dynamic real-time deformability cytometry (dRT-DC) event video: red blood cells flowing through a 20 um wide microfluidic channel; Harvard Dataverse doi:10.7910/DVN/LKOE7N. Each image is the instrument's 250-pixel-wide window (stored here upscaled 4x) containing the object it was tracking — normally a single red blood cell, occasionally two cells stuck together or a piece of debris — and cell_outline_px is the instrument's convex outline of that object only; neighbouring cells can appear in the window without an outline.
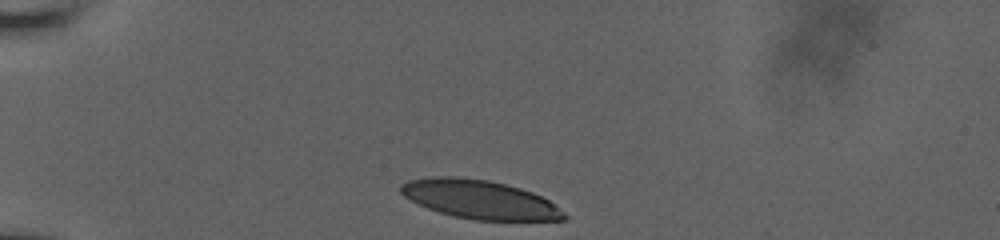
{"species": "human", "species_latin": "Homo sapiens", "temperature_condition": "room temperature", "stored_images_in_passage": 32, "camera_frame_rate_fps": 3000, "um_per_image_px": 0.085, "donor": {"sex": "male"}, "frame": {"image": 1, "passage_image": 1, "time_ms": 0.0, "image_size_px": [1000, 240], "cell_outline_px": [[568, 220], [472, 220], [440, 212], [428, 208], [404, 196], [400, 192], [400, 184], [408, 180], [432, 176], [456, 176], [488, 180], [520, 188], [532, 192], [548, 200], [564, 212], [568, 216]], "centroid_in_image_um": [40.77, 16.94], "position_along_channel_um": 44.2, "area_um2": 36.65}}
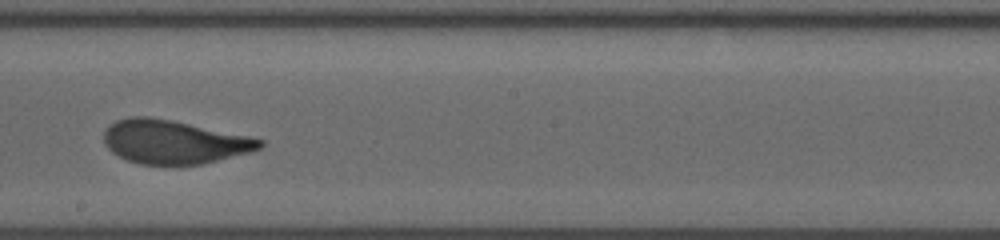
{"frame": {"image": 2, "passage_image": 19, "time_ms": 6.0, "image_size_px": [1000, 240], "cell_outline_px": [[264, 144], [260, 148], [248, 152], [200, 164], [140, 164], [128, 160], [112, 152], [104, 144], [104, 132], [116, 120], [128, 116], [148, 116], [248, 136], [264, 140]], "centroid_in_image_um": [14.73, 12.06], "position_along_channel_um": 233.5, "area_um2": 38.84}}
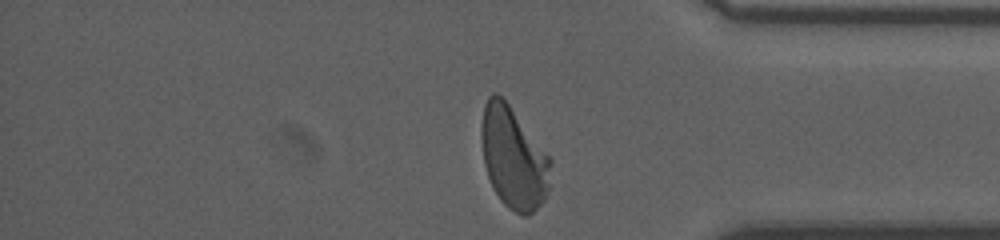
{"frame": {"image": 3, "passage_image": 32, "time_ms": 10.333, "image_size_px": [1000, 240], "cell_outline_px": [[552, 164], [548, 188], [544, 200], [528, 216], [524, 216], [508, 208], [500, 200], [488, 176], [484, 164], [480, 136], [480, 128], [484, 104], [488, 96], [492, 92], [496, 92], [508, 104], [552, 160]], "centroid_in_image_um": [43.62, 13.41], "position_along_channel_um": 391.6, "area_um2": 40.75}, "authors_computed_cell_mechanics": {"area_um2": 39.7664, "velocity_mm_per_s": 3.9149, "shape_relaxation_time_tau1_ms": 3.5363, "shape_relaxation_time_tau2_ms": 0.7567, "deformation_change_tau1": 0.1713, "deformation_change_tau2": 0.0648}}